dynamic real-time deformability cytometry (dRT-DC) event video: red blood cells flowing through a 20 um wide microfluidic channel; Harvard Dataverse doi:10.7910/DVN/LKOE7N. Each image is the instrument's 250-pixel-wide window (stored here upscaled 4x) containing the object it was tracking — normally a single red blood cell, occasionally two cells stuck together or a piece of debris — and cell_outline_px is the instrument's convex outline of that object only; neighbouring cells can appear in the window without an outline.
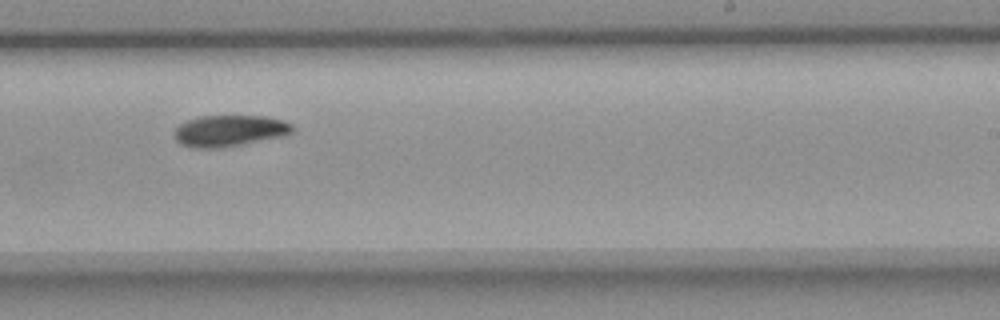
{"species": "common noctule bat (a hibernating species)", "species_latin": "Nyctalus noctula", "temperature_condition": "room temperature", "stored_images_in_passage": 15, "camera_frame_rate_fps": 3000, "um_per_image_px": 0.085, "animal": {"sex": "female", "body_mass_g": 18.4}, "frame": {"image": 1, "passage_image": 9, "time_ms": 10.0, "image_size_px": [1000, 320], "cell_outline_px": [[296, 128], [292, 132], [284, 136], [220, 148], [196, 148], [180, 144], [176, 140], [172, 132], [180, 124], [188, 120], [200, 116], [264, 116], [284, 120], [292, 124]], "centroid_in_image_um": [19.51, 11.11], "position_along_channel_um": 269.5, "area_um2": 21.68}}
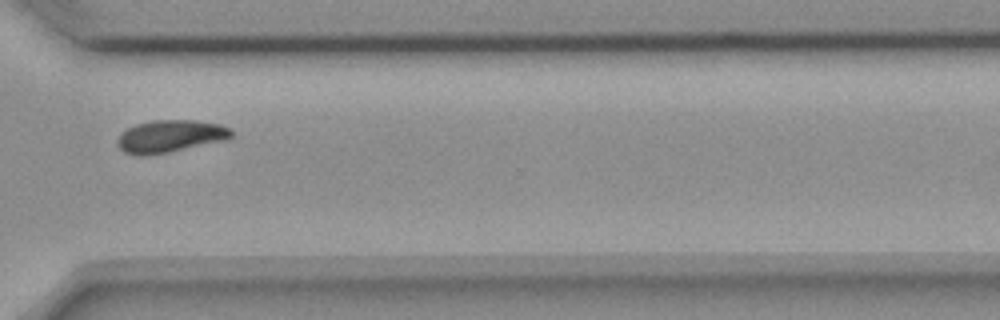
{"frame": {"image": 2, "passage_image": 11, "time_ms": 12.333, "image_size_px": [1000, 320], "cell_outline_px": [[232, 136], [228, 140], [168, 152], [140, 156], [124, 152], [120, 148], [116, 140], [120, 132], [136, 124], [152, 120], [196, 120], [220, 124], [232, 128]], "centroid_in_image_um": [14.49, 11.57], "position_along_channel_um": 356.1, "area_um2": 21.68}}
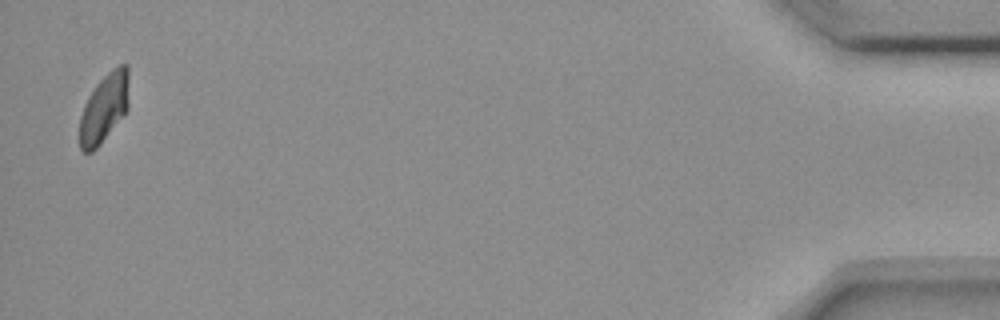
{"frame": {"image": 3, "passage_image": 15, "time_ms": 16.667, "image_size_px": [1000, 320], "cell_outline_px": [[128, 108], [124, 116], [100, 144], [92, 152], [84, 152], [80, 148], [80, 116], [84, 104], [88, 96], [96, 84], [112, 68], [120, 64], [128, 64]], "centroid_in_image_um": [8.86, 9.17], "position_along_channel_um": 426.3, "area_um2": 19.88}, "authors_computed_cell_mechanics": {"area_um2": 21.386, "velocity_mm_per_s": 3.6961, "shape_relaxation_time_tau1_ms": 6.879, "shape_relaxation_time_tau2_ms": null, "deformation_change_tau1": 0.1324, "deformation_change_tau2": null}}